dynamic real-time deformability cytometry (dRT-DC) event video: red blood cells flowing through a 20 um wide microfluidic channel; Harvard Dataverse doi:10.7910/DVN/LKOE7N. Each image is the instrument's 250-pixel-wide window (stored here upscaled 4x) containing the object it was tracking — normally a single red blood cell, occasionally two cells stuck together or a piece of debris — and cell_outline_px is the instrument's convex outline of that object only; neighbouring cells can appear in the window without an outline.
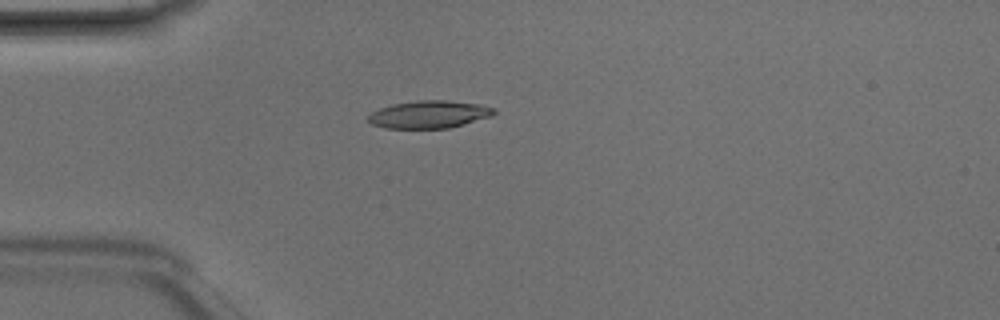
{"species": "Egyptian fruit bat (a non-hibernating species)", "species_latin": "Rousettus aegyptiacus", "temperature_condition": "room temperature", "stored_images_in_passage": 15, "segment_of_instrument_passage": [1, 2], "camera_frame_rate_fps": 3000, "um_per_image_px": 0.085, "animal": {"sex": "male"}, "frame": {"image": 1, "passage_image": 4, "time_ms": 1.0, "image_size_px": [1000, 320], "cell_outline_px": [[496, 112], [492, 116], [448, 128], [384, 128], [372, 124], [368, 120], [368, 116], [372, 112], [380, 108], [392, 104], [416, 100], [448, 100], [480, 104], [496, 108]], "centroid_in_image_um": [36.49, 9.71], "position_along_channel_um": 48.5, "area_um2": 20.23}}